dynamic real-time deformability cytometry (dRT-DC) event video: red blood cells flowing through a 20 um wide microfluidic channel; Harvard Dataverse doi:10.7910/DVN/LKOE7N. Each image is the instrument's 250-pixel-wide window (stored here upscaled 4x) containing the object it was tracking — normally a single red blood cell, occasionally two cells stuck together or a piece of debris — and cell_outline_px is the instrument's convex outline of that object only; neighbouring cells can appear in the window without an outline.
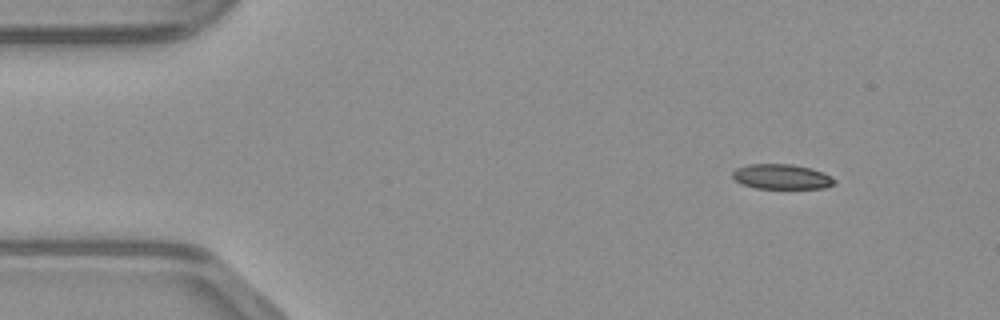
{"species": "common noctule bat (a hibernating species)", "species_latin": "Nyctalus noctula", "temperature_condition": "warm", "stored_images_in_passage": 11, "camera_frame_rate_fps": 3000, "um_per_image_px": 0.085, "animal": {"sex": "male", "body_mass_g": 23.1, "forearm_length_mm": 52.7}, "frame": {"image": 1, "passage_image": 1, "time_ms": 0.0, "image_size_px": [1000, 320], "cell_outline_px": [[836, 184], [824, 188], [756, 188], [740, 184], [732, 176], [732, 172], [736, 168], [748, 164], [792, 164], [812, 168], [824, 172], [832, 176], [836, 180]], "centroid_in_image_um": [66.47, 15.01], "position_along_channel_um": 18.5, "area_um2": 15.03}}
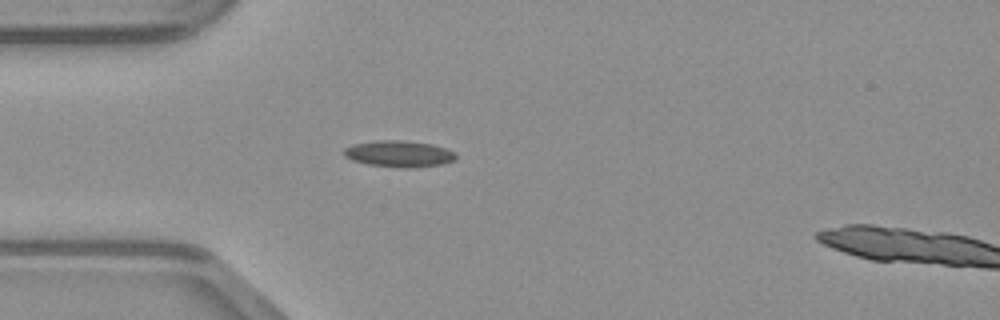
{"frame": {"image": 2, "passage_image": 9, "time_ms": 2.667, "image_size_px": [1000, 320], "cell_outline_px": [[456, 160], [440, 164], [416, 168], [400, 168], [368, 164], [352, 160], [344, 156], [344, 148], [352, 144], [376, 140], [400, 140], [432, 144], [456, 152]], "centroid_in_image_um": [33.91, 13.07], "position_along_channel_um": 51.1, "area_um2": 17.34}}